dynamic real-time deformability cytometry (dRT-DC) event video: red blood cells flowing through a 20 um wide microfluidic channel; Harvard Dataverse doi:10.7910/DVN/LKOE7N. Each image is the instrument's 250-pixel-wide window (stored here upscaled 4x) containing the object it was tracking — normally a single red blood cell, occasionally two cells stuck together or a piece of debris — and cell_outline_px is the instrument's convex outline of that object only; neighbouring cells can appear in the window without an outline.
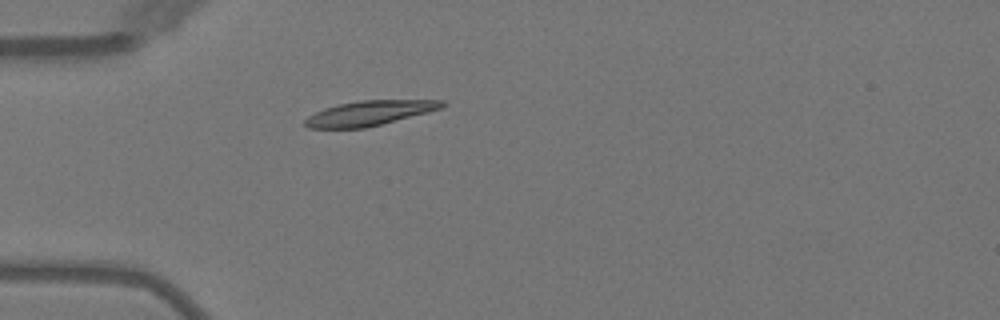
{"species": "Egyptian fruit bat (a non-hibernating species)", "species_latin": "Rousettus aegyptiacus", "temperature_condition": "warm", "stored_images_in_passage": 4, "camera_frame_rate_fps": 3000, "um_per_image_px": 0.085, "animal": {"sex": "female"}, "frame": {"image": 1, "passage_image": 4, "time_ms": 3.667, "image_size_px": [1000, 320], "cell_outline_px": [[448, 104], [440, 108], [428, 112], [364, 128], [308, 128], [304, 124], [304, 120], [308, 116], [324, 108], [340, 104], [360, 100], [444, 100]], "centroid_in_image_um": [31.39, 9.61], "position_along_channel_um": 53.6, "area_um2": 19.59}}